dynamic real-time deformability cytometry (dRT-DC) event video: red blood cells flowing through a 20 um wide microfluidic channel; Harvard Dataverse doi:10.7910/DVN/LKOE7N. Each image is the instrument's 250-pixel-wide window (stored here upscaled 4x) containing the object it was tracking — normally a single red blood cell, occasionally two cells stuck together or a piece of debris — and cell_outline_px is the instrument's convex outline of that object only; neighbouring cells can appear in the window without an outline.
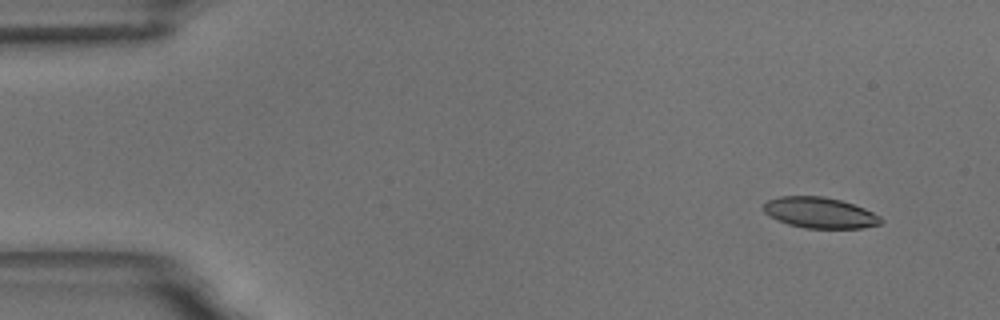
{"species": "common noctule bat (a hibernating species)", "species_latin": "Nyctalus noctula", "temperature_condition": "room temperature", "stored_images_in_passage": 6, "camera_frame_rate_fps": 3000, "um_per_image_px": 0.085, "animal": {"sex": "male", "body_mass_g": 18.8}, "frame": {"image": 1, "passage_image": 2, "time_ms": 1.333, "image_size_px": [1000, 320], "cell_outline_px": [[884, 220], [880, 224], [864, 228], [804, 228], [788, 224], [776, 220], [768, 216], [764, 212], [764, 204], [768, 200], [780, 196], [824, 196], [840, 200], [864, 208], [880, 216]], "centroid_in_image_um": [69.68, 18.09], "position_along_channel_um": 15.3, "area_um2": 21.15}}
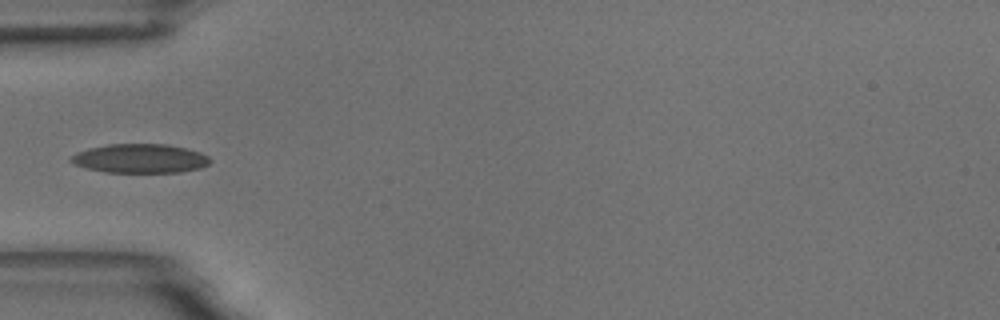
{"frame": {"image": 2, "passage_image": 6, "time_ms": 6.0, "image_size_px": [1000, 320], "cell_outline_px": [[212, 160], [208, 164], [200, 168], [180, 172], [104, 172], [72, 164], [68, 160], [76, 152], [88, 148], [108, 144], [168, 144], [200, 152], [208, 156]], "centroid_in_image_um": [11.88, 13.47], "position_along_channel_um": 73.1, "area_um2": 23.58}}